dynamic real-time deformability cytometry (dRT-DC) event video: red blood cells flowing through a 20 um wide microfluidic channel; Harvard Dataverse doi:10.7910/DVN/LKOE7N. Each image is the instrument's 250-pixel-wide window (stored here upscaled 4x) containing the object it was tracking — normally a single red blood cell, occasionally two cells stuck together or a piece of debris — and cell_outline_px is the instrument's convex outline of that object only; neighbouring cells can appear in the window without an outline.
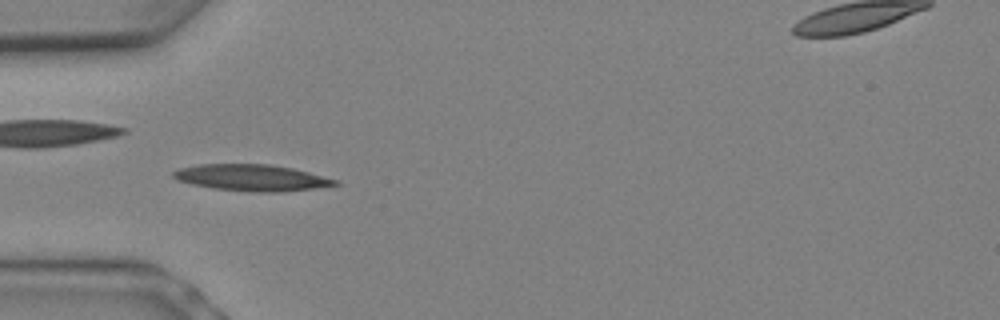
{"species": "Egyptian fruit bat (a non-hibernating species)", "species_latin": "Rousettus aegyptiacus", "temperature_condition": "warm", "stored_images_in_passage": 7, "camera_frame_rate_fps": 3000, "um_per_image_px": 0.085, "animal": {"sex": "female"}, "frame": {"image": 1, "passage_image": 6, "time_ms": 1.667, "image_size_px": [1000, 320], "cell_outline_px": [[340, 184], [328, 188], [276, 192], [256, 192], [216, 188], [192, 184], [176, 180], [172, 176], [172, 172], [180, 168], [196, 164], [272, 164], [292, 168], [340, 180]], "centroid_in_image_um": [21.48, 15.1], "position_along_channel_um": 63.5, "area_um2": 25.2}}